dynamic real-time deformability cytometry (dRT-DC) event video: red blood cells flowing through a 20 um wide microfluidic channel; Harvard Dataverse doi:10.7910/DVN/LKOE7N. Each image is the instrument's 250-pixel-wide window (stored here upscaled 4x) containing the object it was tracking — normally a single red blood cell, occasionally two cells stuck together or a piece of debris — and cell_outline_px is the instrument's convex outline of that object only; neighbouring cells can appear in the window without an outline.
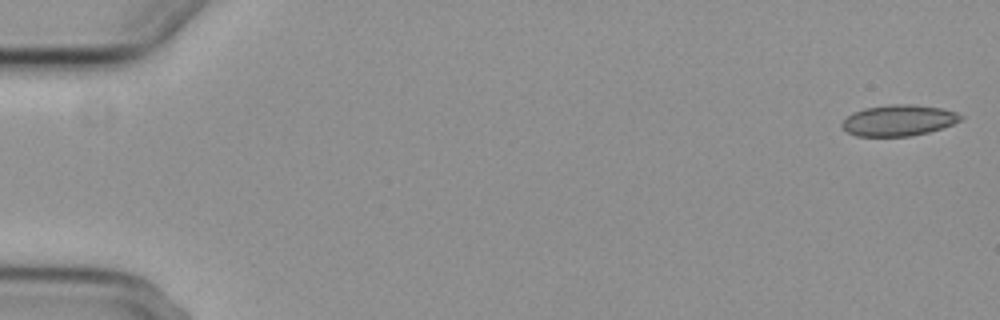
{"species": "common noctule bat (a hibernating species)", "species_latin": "Nyctalus noctula", "temperature_condition": "cold", "stored_images_in_passage": 10, "camera_frame_rate_fps": 3000, "um_per_image_px": 0.085, "animal": {"sex": "female", "body_mass_g": 29.2, "forearm_length_mm": 56.3}, "frame": {"image": 1, "passage_image": 1, "time_ms": 0.0, "image_size_px": [1000, 320], "cell_outline_px": [[964, 116], [960, 120], [952, 124], [928, 132], [912, 136], [856, 136], [848, 132], [840, 124], [848, 116], [864, 108], [892, 104], [912, 104], [940, 108], [956, 112]], "centroid_in_image_um": [76.39, 10.23], "position_along_channel_um": 8.6, "area_um2": 21.21}}
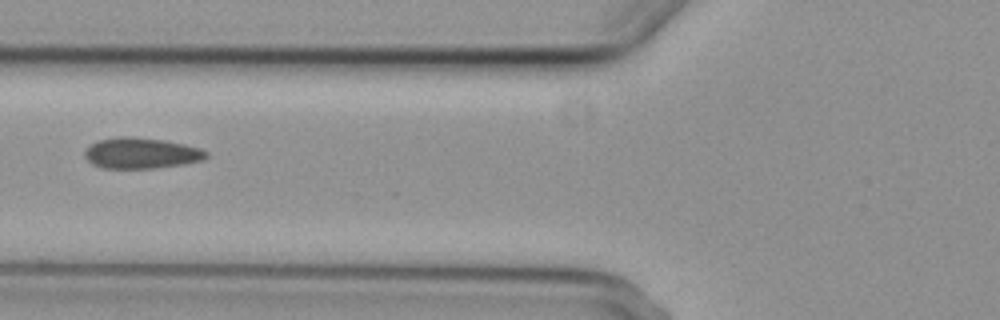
{"frame": {"image": 2, "passage_image": 6, "time_ms": 7.0, "image_size_px": [1000, 320], "cell_outline_px": [[208, 156], [204, 160], [184, 164], [152, 168], [100, 168], [92, 164], [84, 156], [84, 152], [92, 144], [100, 140], [120, 136], [132, 136], [164, 140], [184, 144], [200, 148], [208, 152]], "centroid_in_image_um": [12.02, 13.02], "position_along_channel_um": 113.8, "area_um2": 21.85}}
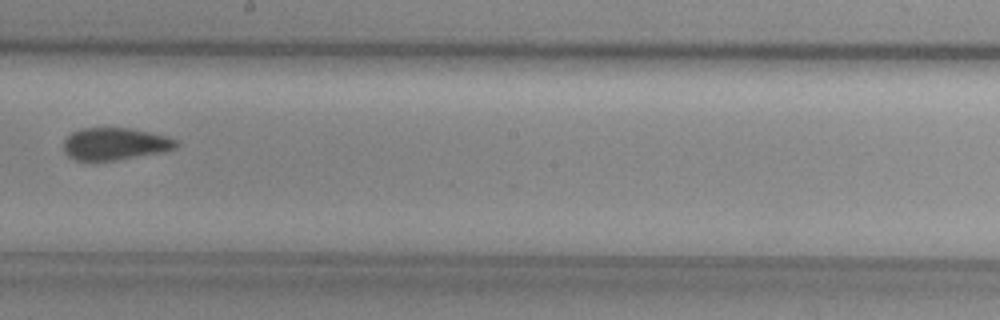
{"frame": {"image": 3, "passage_image": 9, "time_ms": 10.333, "image_size_px": [1000, 320], "cell_outline_px": [[180, 144], [176, 148], [164, 152], [96, 164], [76, 160], [68, 156], [64, 152], [64, 140], [72, 132], [80, 128], [128, 128], [168, 136], [180, 140]], "centroid_in_image_um": [9.78, 12.27], "position_along_channel_um": 238.4, "area_um2": 21.96}}